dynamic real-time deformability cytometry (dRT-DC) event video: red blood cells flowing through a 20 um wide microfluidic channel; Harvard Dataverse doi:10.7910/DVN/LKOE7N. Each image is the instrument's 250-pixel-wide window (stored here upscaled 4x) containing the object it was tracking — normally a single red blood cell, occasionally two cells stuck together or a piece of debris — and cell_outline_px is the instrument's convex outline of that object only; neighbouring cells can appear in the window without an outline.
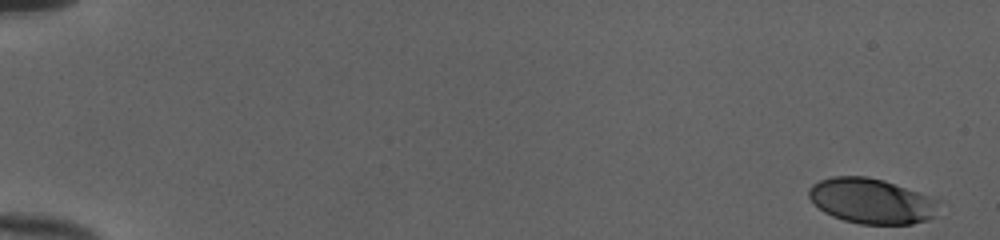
{"species": "human", "species_latin": "Homo sapiens", "temperature_condition": "cold", "stored_images_in_passage": 52, "camera_frame_rate_fps": 3000, "um_per_image_px": 0.085, "donor": {"sex": "female"}, "frame": {"image": 1, "passage_image": 1, "time_ms": 0.0, "image_size_px": [1000, 240], "cell_outline_px": [[936, 200], [932, 216], [928, 220], [912, 224], [860, 224], [844, 220], [832, 216], [824, 212], [808, 196], [808, 188], [812, 184], [820, 180], [832, 176], [864, 176], [884, 180], [916, 192]], "centroid_in_image_um": [73.98, 17.08], "position_along_channel_um": 11.0, "area_um2": 33.58}}
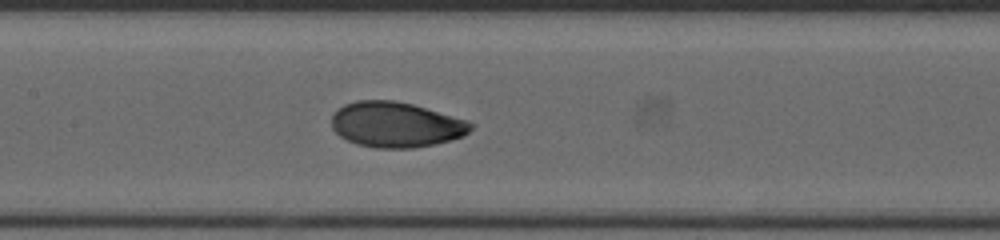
{"frame": {"image": 2, "passage_image": 27, "time_ms": 8.667, "image_size_px": [1000, 240], "cell_outline_px": [[476, 124], [464, 136], [436, 144], [412, 148], [376, 148], [356, 144], [340, 136], [332, 128], [332, 116], [344, 104], [356, 100], [392, 100], [412, 104], [468, 120]], "centroid_in_image_um": [33.68, 10.6], "position_along_channel_um": 173.7, "area_um2": 36.82}}
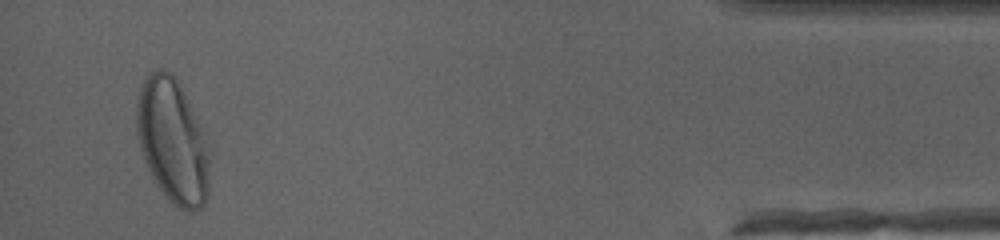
{"frame": {"image": 3, "passage_image": 50, "time_ms": 16.333, "image_size_px": [1000, 240], "cell_outline_px": [[208, 196], [204, 204], [200, 208], [192, 212], [188, 212], [180, 208], [168, 200], [156, 184], [144, 160], [140, 148], [136, 132], [136, 104], [140, 88], [144, 80], [152, 72], [160, 68], [164, 68], [180, 84], [200, 128], [204, 140], [208, 156]], "centroid_in_image_um": [14.63, 12.02], "position_along_channel_um": 420.6, "area_um2": 52.02}, "authors_computed_cell_mechanics": {"area_um2": 35.9227, "velocity_mm_per_s": 4.0052, "shape_relaxation_time_tau1_ms": 3.6073, "shape_relaxation_time_tau2_ms": 1.0908, "deformation_change_tau1": 0.1671, "deformation_change_tau2": 0.0343}}